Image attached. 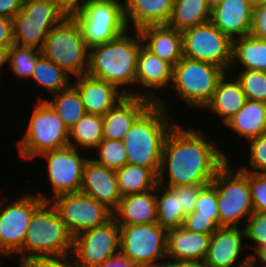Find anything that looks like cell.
I'll use <instances>...</instances> for the list:
<instances>
[{
	"label": "cell",
	"mask_w": 266,
	"mask_h": 267,
	"mask_svg": "<svg viewBox=\"0 0 266 267\" xmlns=\"http://www.w3.org/2000/svg\"><path fill=\"white\" fill-rule=\"evenodd\" d=\"M225 126L246 142L266 134V102L247 99Z\"/></svg>",
	"instance_id": "obj_28"
},
{
	"label": "cell",
	"mask_w": 266,
	"mask_h": 267,
	"mask_svg": "<svg viewBox=\"0 0 266 267\" xmlns=\"http://www.w3.org/2000/svg\"><path fill=\"white\" fill-rule=\"evenodd\" d=\"M172 73L173 66L171 64L160 59L142 45L137 59L136 89L134 90V96L145 97L153 103H158L170 112H173L169 109L171 107H169L170 104L167 103L168 99L159 96V94L162 95V93H160L162 89L164 91L169 90L172 83ZM157 90H160V92Z\"/></svg>",
	"instance_id": "obj_17"
},
{
	"label": "cell",
	"mask_w": 266,
	"mask_h": 267,
	"mask_svg": "<svg viewBox=\"0 0 266 267\" xmlns=\"http://www.w3.org/2000/svg\"><path fill=\"white\" fill-rule=\"evenodd\" d=\"M41 97L38 96L35 100H45L62 119L68 130L86 114L80 94L72 84L51 95V99L48 97L45 99V96Z\"/></svg>",
	"instance_id": "obj_32"
},
{
	"label": "cell",
	"mask_w": 266,
	"mask_h": 267,
	"mask_svg": "<svg viewBox=\"0 0 266 267\" xmlns=\"http://www.w3.org/2000/svg\"><path fill=\"white\" fill-rule=\"evenodd\" d=\"M72 85L80 94L86 113L103 116L126 95L115 85L88 74L75 77Z\"/></svg>",
	"instance_id": "obj_20"
},
{
	"label": "cell",
	"mask_w": 266,
	"mask_h": 267,
	"mask_svg": "<svg viewBox=\"0 0 266 267\" xmlns=\"http://www.w3.org/2000/svg\"><path fill=\"white\" fill-rule=\"evenodd\" d=\"M248 69L266 72V39L251 34L233 39L232 63L229 70Z\"/></svg>",
	"instance_id": "obj_29"
},
{
	"label": "cell",
	"mask_w": 266,
	"mask_h": 267,
	"mask_svg": "<svg viewBox=\"0 0 266 267\" xmlns=\"http://www.w3.org/2000/svg\"><path fill=\"white\" fill-rule=\"evenodd\" d=\"M41 52L72 78L88 72L89 48L73 16L64 17L50 31Z\"/></svg>",
	"instance_id": "obj_7"
},
{
	"label": "cell",
	"mask_w": 266,
	"mask_h": 267,
	"mask_svg": "<svg viewBox=\"0 0 266 267\" xmlns=\"http://www.w3.org/2000/svg\"><path fill=\"white\" fill-rule=\"evenodd\" d=\"M85 153L75 147L67 146L40 154L38 159L46 161L44 169L47 171L46 178L49 180L53 195H47L46 191H38L37 194L44 201H51L62 194L80 192L83 167L89 158L84 156Z\"/></svg>",
	"instance_id": "obj_12"
},
{
	"label": "cell",
	"mask_w": 266,
	"mask_h": 267,
	"mask_svg": "<svg viewBox=\"0 0 266 267\" xmlns=\"http://www.w3.org/2000/svg\"><path fill=\"white\" fill-rule=\"evenodd\" d=\"M209 184L183 185L169 187L177 197L182 212L187 215L194 211L200 191Z\"/></svg>",
	"instance_id": "obj_44"
},
{
	"label": "cell",
	"mask_w": 266,
	"mask_h": 267,
	"mask_svg": "<svg viewBox=\"0 0 266 267\" xmlns=\"http://www.w3.org/2000/svg\"><path fill=\"white\" fill-rule=\"evenodd\" d=\"M152 103L145 97L126 95L103 115V138L123 140L133 122Z\"/></svg>",
	"instance_id": "obj_22"
},
{
	"label": "cell",
	"mask_w": 266,
	"mask_h": 267,
	"mask_svg": "<svg viewBox=\"0 0 266 267\" xmlns=\"http://www.w3.org/2000/svg\"><path fill=\"white\" fill-rule=\"evenodd\" d=\"M103 139V116L101 115L86 113L69 130V146L82 149L83 152L90 151L87 156L94 153Z\"/></svg>",
	"instance_id": "obj_30"
},
{
	"label": "cell",
	"mask_w": 266,
	"mask_h": 267,
	"mask_svg": "<svg viewBox=\"0 0 266 267\" xmlns=\"http://www.w3.org/2000/svg\"><path fill=\"white\" fill-rule=\"evenodd\" d=\"M244 230L247 248L253 250L250 253L252 256L258 249L266 247V212L254 211L244 224Z\"/></svg>",
	"instance_id": "obj_39"
},
{
	"label": "cell",
	"mask_w": 266,
	"mask_h": 267,
	"mask_svg": "<svg viewBox=\"0 0 266 267\" xmlns=\"http://www.w3.org/2000/svg\"><path fill=\"white\" fill-rule=\"evenodd\" d=\"M169 267H208L204 261H169Z\"/></svg>",
	"instance_id": "obj_52"
},
{
	"label": "cell",
	"mask_w": 266,
	"mask_h": 267,
	"mask_svg": "<svg viewBox=\"0 0 266 267\" xmlns=\"http://www.w3.org/2000/svg\"><path fill=\"white\" fill-rule=\"evenodd\" d=\"M253 6L245 0H221L211 9L210 21L232 40L251 33Z\"/></svg>",
	"instance_id": "obj_21"
},
{
	"label": "cell",
	"mask_w": 266,
	"mask_h": 267,
	"mask_svg": "<svg viewBox=\"0 0 266 267\" xmlns=\"http://www.w3.org/2000/svg\"><path fill=\"white\" fill-rule=\"evenodd\" d=\"M157 224L170 231L181 227L185 214L181 210L179 197L169 188L156 184Z\"/></svg>",
	"instance_id": "obj_34"
},
{
	"label": "cell",
	"mask_w": 266,
	"mask_h": 267,
	"mask_svg": "<svg viewBox=\"0 0 266 267\" xmlns=\"http://www.w3.org/2000/svg\"><path fill=\"white\" fill-rule=\"evenodd\" d=\"M226 71L215 64L182 57L173 66L172 83L168 91L186 108L203 111L210 103L217 84Z\"/></svg>",
	"instance_id": "obj_5"
},
{
	"label": "cell",
	"mask_w": 266,
	"mask_h": 267,
	"mask_svg": "<svg viewBox=\"0 0 266 267\" xmlns=\"http://www.w3.org/2000/svg\"><path fill=\"white\" fill-rule=\"evenodd\" d=\"M142 45L139 31L128 29L112 41L91 47L87 74L115 85L125 95L134 96Z\"/></svg>",
	"instance_id": "obj_2"
},
{
	"label": "cell",
	"mask_w": 266,
	"mask_h": 267,
	"mask_svg": "<svg viewBox=\"0 0 266 267\" xmlns=\"http://www.w3.org/2000/svg\"><path fill=\"white\" fill-rule=\"evenodd\" d=\"M72 16L89 49L112 41L128 30L123 0H88Z\"/></svg>",
	"instance_id": "obj_9"
},
{
	"label": "cell",
	"mask_w": 266,
	"mask_h": 267,
	"mask_svg": "<svg viewBox=\"0 0 266 267\" xmlns=\"http://www.w3.org/2000/svg\"><path fill=\"white\" fill-rule=\"evenodd\" d=\"M248 143L247 166L238 165L237 167L245 172L266 173V134L253 138ZM249 167V168H248Z\"/></svg>",
	"instance_id": "obj_40"
},
{
	"label": "cell",
	"mask_w": 266,
	"mask_h": 267,
	"mask_svg": "<svg viewBox=\"0 0 266 267\" xmlns=\"http://www.w3.org/2000/svg\"><path fill=\"white\" fill-rule=\"evenodd\" d=\"M173 4L174 0H123L128 29L139 30L149 25L167 24Z\"/></svg>",
	"instance_id": "obj_27"
},
{
	"label": "cell",
	"mask_w": 266,
	"mask_h": 267,
	"mask_svg": "<svg viewBox=\"0 0 266 267\" xmlns=\"http://www.w3.org/2000/svg\"><path fill=\"white\" fill-rule=\"evenodd\" d=\"M118 252L120 227L114 218L73 237L71 254L77 267H98Z\"/></svg>",
	"instance_id": "obj_16"
},
{
	"label": "cell",
	"mask_w": 266,
	"mask_h": 267,
	"mask_svg": "<svg viewBox=\"0 0 266 267\" xmlns=\"http://www.w3.org/2000/svg\"><path fill=\"white\" fill-rule=\"evenodd\" d=\"M244 240V227L220 226L211 235L205 264L208 267H236L249 260L250 250ZM244 250L247 252L242 253Z\"/></svg>",
	"instance_id": "obj_18"
},
{
	"label": "cell",
	"mask_w": 266,
	"mask_h": 267,
	"mask_svg": "<svg viewBox=\"0 0 266 267\" xmlns=\"http://www.w3.org/2000/svg\"><path fill=\"white\" fill-rule=\"evenodd\" d=\"M113 218L119 226L156 223V187L122 196L118 207L113 211Z\"/></svg>",
	"instance_id": "obj_25"
},
{
	"label": "cell",
	"mask_w": 266,
	"mask_h": 267,
	"mask_svg": "<svg viewBox=\"0 0 266 267\" xmlns=\"http://www.w3.org/2000/svg\"><path fill=\"white\" fill-rule=\"evenodd\" d=\"M143 45L172 66L183 57L182 33L167 24L149 25L138 30Z\"/></svg>",
	"instance_id": "obj_23"
},
{
	"label": "cell",
	"mask_w": 266,
	"mask_h": 267,
	"mask_svg": "<svg viewBox=\"0 0 266 267\" xmlns=\"http://www.w3.org/2000/svg\"><path fill=\"white\" fill-rule=\"evenodd\" d=\"M13 38V20L0 16V46H12Z\"/></svg>",
	"instance_id": "obj_47"
},
{
	"label": "cell",
	"mask_w": 266,
	"mask_h": 267,
	"mask_svg": "<svg viewBox=\"0 0 266 267\" xmlns=\"http://www.w3.org/2000/svg\"><path fill=\"white\" fill-rule=\"evenodd\" d=\"M250 34L257 38L266 39V0L253 8Z\"/></svg>",
	"instance_id": "obj_46"
},
{
	"label": "cell",
	"mask_w": 266,
	"mask_h": 267,
	"mask_svg": "<svg viewBox=\"0 0 266 267\" xmlns=\"http://www.w3.org/2000/svg\"><path fill=\"white\" fill-rule=\"evenodd\" d=\"M51 203L73 237L103 226L113 218L112 210L81 192L59 195Z\"/></svg>",
	"instance_id": "obj_15"
},
{
	"label": "cell",
	"mask_w": 266,
	"mask_h": 267,
	"mask_svg": "<svg viewBox=\"0 0 266 267\" xmlns=\"http://www.w3.org/2000/svg\"><path fill=\"white\" fill-rule=\"evenodd\" d=\"M23 0H0V16L13 19L21 10Z\"/></svg>",
	"instance_id": "obj_48"
},
{
	"label": "cell",
	"mask_w": 266,
	"mask_h": 267,
	"mask_svg": "<svg viewBox=\"0 0 266 267\" xmlns=\"http://www.w3.org/2000/svg\"><path fill=\"white\" fill-rule=\"evenodd\" d=\"M240 81L242 90L249 100L266 102V72L248 70H229Z\"/></svg>",
	"instance_id": "obj_38"
},
{
	"label": "cell",
	"mask_w": 266,
	"mask_h": 267,
	"mask_svg": "<svg viewBox=\"0 0 266 267\" xmlns=\"http://www.w3.org/2000/svg\"><path fill=\"white\" fill-rule=\"evenodd\" d=\"M30 191L13 198L11 202L8 196H4L3 201L0 198L1 258L12 259L22 249L33 213L44 202L37 193Z\"/></svg>",
	"instance_id": "obj_11"
},
{
	"label": "cell",
	"mask_w": 266,
	"mask_h": 267,
	"mask_svg": "<svg viewBox=\"0 0 266 267\" xmlns=\"http://www.w3.org/2000/svg\"><path fill=\"white\" fill-rule=\"evenodd\" d=\"M90 155L83 167L80 192L114 211L121 200L116 170L97 164Z\"/></svg>",
	"instance_id": "obj_19"
},
{
	"label": "cell",
	"mask_w": 266,
	"mask_h": 267,
	"mask_svg": "<svg viewBox=\"0 0 266 267\" xmlns=\"http://www.w3.org/2000/svg\"><path fill=\"white\" fill-rule=\"evenodd\" d=\"M66 16L54 0H23L12 19L14 43L41 50L50 31Z\"/></svg>",
	"instance_id": "obj_10"
},
{
	"label": "cell",
	"mask_w": 266,
	"mask_h": 267,
	"mask_svg": "<svg viewBox=\"0 0 266 267\" xmlns=\"http://www.w3.org/2000/svg\"><path fill=\"white\" fill-rule=\"evenodd\" d=\"M94 152V158L91 157V159L109 169L118 170L128 163L126 148L122 140L104 138Z\"/></svg>",
	"instance_id": "obj_37"
},
{
	"label": "cell",
	"mask_w": 266,
	"mask_h": 267,
	"mask_svg": "<svg viewBox=\"0 0 266 267\" xmlns=\"http://www.w3.org/2000/svg\"><path fill=\"white\" fill-rule=\"evenodd\" d=\"M236 267H258L257 264L250 258L249 260L245 261L244 263L236 266Z\"/></svg>",
	"instance_id": "obj_55"
},
{
	"label": "cell",
	"mask_w": 266,
	"mask_h": 267,
	"mask_svg": "<svg viewBox=\"0 0 266 267\" xmlns=\"http://www.w3.org/2000/svg\"><path fill=\"white\" fill-rule=\"evenodd\" d=\"M211 184L217 191L220 226L244 227L243 222L254 212L248 172L238 167L234 169L228 161Z\"/></svg>",
	"instance_id": "obj_8"
},
{
	"label": "cell",
	"mask_w": 266,
	"mask_h": 267,
	"mask_svg": "<svg viewBox=\"0 0 266 267\" xmlns=\"http://www.w3.org/2000/svg\"><path fill=\"white\" fill-rule=\"evenodd\" d=\"M194 211L198 212V216L210 217L220 227L217 191L212 184L200 191Z\"/></svg>",
	"instance_id": "obj_41"
},
{
	"label": "cell",
	"mask_w": 266,
	"mask_h": 267,
	"mask_svg": "<svg viewBox=\"0 0 266 267\" xmlns=\"http://www.w3.org/2000/svg\"><path fill=\"white\" fill-rule=\"evenodd\" d=\"M245 1L248 2L250 5H252L253 7H255L262 4L265 0H245Z\"/></svg>",
	"instance_id": "obj_56"
},
{
	"label": "cell",
	"mask_w": 266,
	"mask_h": 267,
	"mask_svg": "<svg viewBox=\"0 0 266 267\" xmlns=\"http://www.w3.org/2000/svg\"><path fill=\"white\" fill-rule=\"evenodd\" d=\"M57 6L67 15L78 12L88 0H54Z\"/></svg>",
	"instance_id": "obj_49"
},
{
	"label": "cell",
	"mask_w": 266,
	"mask_h": 267,
	"mask_svg": "<svg viewBox=\"0 0 266 267\" xmlns=\"http://www.w3.org/2000/svg\"><path fill=\"white\" fill-rule=\"evenodd\" d=\"M254 211L266 212V173L248 172Z\"/></svg>",
	"instance_id": "obj_43"
},
{
	"label": "cell",
	"mask_w": 266,
	"mask_h": 267,
	"mask_svg": "<svg viewBox=\"0 0 266 267\" xmlns=\"http://www.w3.org/2000/svg\"><path fill=\"white\" fill-rule=\"evenodd\" d=\"M211 235L178 227L167 231L168 261H204Z\"/></svg>",
	"instance_id": "obj_26"
},
{
	"label": "cell",
	"mask_w": 266,
	"mask_h": 267,
	"mask_svg": "<svg viewBox=\"0 0 266 267\" xmlns=\"http://www.w3.org/2000/svg\"><path fill=\"white\" fill-rule=\"evenodd\" d=\"M171 115L174 116L162 105L152 103L133 122L122 140L129 164L149 168L158 175L164 140L177 122Z\"/></svg>",
	"instance_id": "obj_3"
},
{
	"label": "cell",
	"mask_w": 266,
	"mask_h": 267,
	"mask_svg": "<svg viewBox=\"0 0 266 267\" xmlns=\"http://www.w3.org/2000/svg\"><path fill=\"white\" fill-rule=\"evenodd\" d=\"M22 138L16 148L25 161H34L44 152L69 146V130L45 100H36Z\"/></svg>",
	"instance_id": "obj_6"
},
{
	"label": "cell",
	"mask_w": 266,
	"mask_h": 267,
	"mask_svg": "<svg viewBox=\"0 0 266 267\" xmlns=\"http://www.w3.org/2000/svg\"><path fill=\"white\" fill-rule=\"evenodd\" d=\"M15 262L18 267H77L72 254L27 256Z\"/></svg>",
	"instance_id": "obj_42"
},
{
	"label": "cell",
	"mask_w": 266,
	"mask_h": 267,
	"mask_svg": "<svg viewBox=\"0 0 266 267\" xmlns=\"http://www.w3.org/2000/svg\"><path fill=\"white\" fill-rule=\"evenodd\" d=\"M251 259L258 264V267H266V247L258 249L254 254H252ZM261 263V264H260ZM261 265V266H259Z\"/></svg>",
	"instance_id": "obj_53"
},
{
	"label": "cell",
	"mask_w": 266,
	"mask_h": 267,
	"mask_svg": "<svg viewBox=\"0 0 266 267\" xmlns=\"http://www.w3.org/2000/svg\"><path fill=\"white\" fill-rule=\"evenodd\" d=\"M221 0H206L207 5L212 9L215 7Z\"/></svg>",
	"instance_id": "obj_57"
},
{
	"label": "cell",
	"mask_w": 266,
	"mask_h": 267,
	"mask_svg": "<svg viewBox=\"0 0 266 267\" xmlns=\"http://www.w3.org/2000/svg\"><path fill=\"white\" fill-rule=\"evenodd\" d=\"M120 227V252L136 266L167 259V231L157 223Z\"/></svg>",
	"instance_id": "obj_14"
},
{
	"label": "cell",
	"mask_w": 266,
	"mask_h": 267,
	"mask_svg": "<svg viewBox=\"0 0 266 267\" xmlns=\"http://www.w3.org/2000/svg\"><path fill=\"white\" fill-rule=\"evenodd\" d=\"M11 47L12 46H0V75L1 73H3L5 66H7L6 68L8 69L9 52H10ZM1 80L2 79H0V81Z\"/></svg>",
	"instance_id": "obj_51"
},
{
	"label": "cell",
	"mask_w": 266,
	"mask_h": 267,
	"mask_svg": "<svg viewBox=\"0 0 266 267\" xmlns=\"http://www.w3.org/2000/svg\"><path fill=\"white\" fill-rule=\"evenodd\" d=\"M116 176L121 196L148 191L157 184V176L149 168L129 163L116 170Z\"/></svg>",
	"instance_id": "obj_33"
},
{
	"label": "cell",
	"mask_w": 266,
	"mask_h": 267,
	"mask_svg": "<svg viewBox=\"0 0 266 267\" xmlns=\"http://www.w3.org/2000/svg\"><path fill=\"white\" fill-rule=\"evenodd\" d=\"M72 79L63 69L43 55L38 59L31 76V81L42 90L47 91L48 95L68 88L72 84Z\"/></svg>",
	"instance_id": "obj_35"
},
{
	"label": "cell",
	"mask_w": 266,
	"mask_h": 267,
	"mask_svg": "<svg viewBox=\"0 0 266 267\" xmlns=\"http://www.w3.org/2000/svg\"><path fill=\"white\" fill-rule=\"evenodd\" d=\"M73 236L51 201H44L33 213L22 249L14 262L22 257L71 254Z\"/></svg>",
	"instance_id": "obj_4"
},
{
	"label": "cell",
	"mask_w": 266,
	"mask_h": 267,
	"mask_svg": "<svg viewBox=\"0 0 266 267\" xmlns=\"http://www.w3.org/2000/svg\"><path fill=\"white\" fill-rule=\"evenodd\" d=\"M183 57L209 62L229 72L232 63L233 40L211 21L184 30Z\"/></svg>",
	"instance_id": "obj_13"
},
{
	"label": "cell",
	"mask_w": 266,
	"mask_h": 267,
	"mask_svg": "<svg viewBox=\"0 0 266 267\" xmlns=\"http://www.w3.org/2000/svg\"><path fill=\"white\" fill-rule=\"evenodd\" d=\"M186 126L177 120L164 140L157 183L165 187L211 184L229 161L221 141L218 145L199 127Z\"/></svg>",
	"instance_id": "obj_1"
},
{
	"label": "cell",
	"mask_w": 266,
	"mask_h": 267,
	"mask_svg": "<svg viewBox=\"0 0 266 267\" xmlns=\"http://www.w3.org/2000/svg\"><path fill=\"white\" fill-rule=\"evenodd\" d=\"M41 56L42 52L37 48L13 44L9 52L8 71H11L13 77L22 81L31 80L36 63Z\"/></svg>",
	"instance_id": "obj_36"
},
{
	"label": "cell",
	"mask_w": 266,
	"mask_h": 267,
	"mask_svg": "<svg viewBox=\"0 0 266 267\" xmlns=\"http://www.w3.org/2000/svg\"><path fill=\"white\" fill-rule=\"evenodd\" d=\"M98 267H136V265L121 252H118Z\"/></svg>",
	"instance_id": "obj_50"
},
{
	"label": "cell",
	"mask_w": 266,
	"mask_h": 267,
	"mask_svg": "<svg viewBox=\"0 0 266 267\" xmlns=\"http://www.w3.org/2000/svg\"><path fill=\"white\" fill-rule=\"evenodd\" d=\"M136 267H169V261L166 259L152 263L139 264Z\"/></svg>",
	"instance_id": "obj_54"
},
{
	"label": "cell",
	"mask_w": 266,
	"mask_h": 267,
	"mask_svg": "<svg viewBox=\"0 0 266 267\" xmlns=\"http://www.w3.org/2000/svg\"><path fill=\"white\" fill-rule=\"evenodd\" d=\"M210 17L211 8L207 5L206 0H174L167 25L183 32L210 21Z\"/></svg>",
	"instance_id": "obj_31"
},
{
	"label": "cell",
	"mask_w": 266,
	"mask_h": 267,
	"mask_svg": "<svg viewBox=\"0 0 266 267\" xmlns=\"http://www.w3.org/2000/svg\"><path fill=\"white\" fill-rule=\"evenodd\" d=\"M182 227L186 230L208 235H212L219 228L210 217L198 216L196 211L185 216Z\"/></svg>",
	"instance_id": "obj_45"
},
{
	"label": "cell",
	"mask_w": 266,
	"mask_h": 267,
	"mask_svg": "<svg viewBox=\"0 0 266 267\" xmlns=\"http://www.w3.org/2000/svg\"><path fill=\"white\" fill-rule=\"evenodd\" d=\"M246 100L240 81L235 75L232 76V73L226 72L219 80L210 103L202 113L209 111V115L212 114L213 118L214 115L218 116L217 119L220 118L222 127L244 106Z\"/></svg>",
	"instance_id": "obj_24"
}]
</instances>
